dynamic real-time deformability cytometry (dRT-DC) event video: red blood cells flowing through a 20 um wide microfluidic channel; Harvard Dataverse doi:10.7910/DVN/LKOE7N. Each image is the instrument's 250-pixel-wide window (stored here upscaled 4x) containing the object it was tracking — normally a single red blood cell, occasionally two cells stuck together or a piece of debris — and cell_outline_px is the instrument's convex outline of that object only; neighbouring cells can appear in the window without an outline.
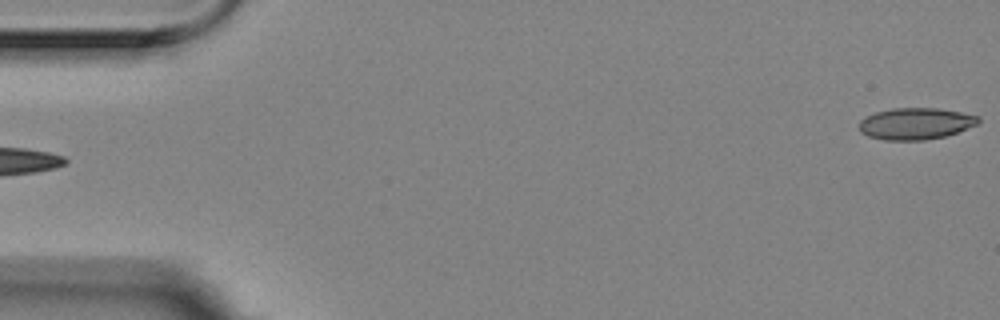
{"species": "Egyptian fruit bat (a non-hibernating species)", "species_latin": "Rousettus aegyptiacus", "temperature_condition": "room temperature", "stored_images_in_passage": 12, "camera_frame_rate_fps": 3000, "um_per_image_px": 0.085, "animal": {"sex": "female"}, "frame": {"image": 1, "passage_image": 1, "time_ms": 0.0, "image_size_px": [1000, 320], "cell_outline_px": [[980, 124], [944, 136], [924, 140], [884, 140], [868, 136], [860, 132], [860, 120], [876, 112], [892, 108], [936, 108], [960, 112], [980, 116]], "centroid_in_image_um": [77.85, 10.51], "position_along_channel_um": 7.2, "area_um2": 21.91}}